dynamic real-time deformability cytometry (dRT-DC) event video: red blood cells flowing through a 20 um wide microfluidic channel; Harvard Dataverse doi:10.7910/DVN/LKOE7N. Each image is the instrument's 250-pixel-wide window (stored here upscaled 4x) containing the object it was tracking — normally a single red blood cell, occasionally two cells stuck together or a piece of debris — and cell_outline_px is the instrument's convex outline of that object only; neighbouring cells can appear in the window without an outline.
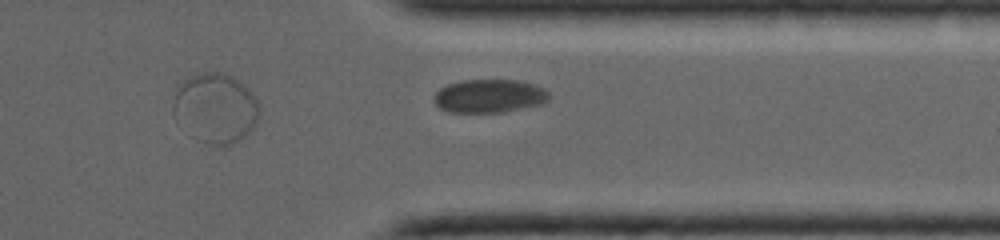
{"species": "common noctule bat (a hibernating species)", "species_latin": "Nyctalus noctula", "temperature_condition": "warm", "stored_images_in_passage": 26, "camera_frame_rate_fps": 5000, "um_per_image_px": 0.085, "animal": {"sex": "female", "body_mass_g": 19.0, "forearm_length_mm": 53.3}, "frame": {"image": 1, "passage_image": 26, "time_ms": 5.0, "image_size_px": [1000, 240], "cell_outline_px": [[548, 100], [540, 104], [504, 112], [448, 112], [440, 108], [436, 104], [436, 92], [440, 88], [448, 84], [464, 80], [520, 80], [536, 84], [544, 88], [548, 92]], "centroid_in_image_um": [41.62, 8.15], "position_along_channel_um": 369.8, "area_um2": 22.25}}